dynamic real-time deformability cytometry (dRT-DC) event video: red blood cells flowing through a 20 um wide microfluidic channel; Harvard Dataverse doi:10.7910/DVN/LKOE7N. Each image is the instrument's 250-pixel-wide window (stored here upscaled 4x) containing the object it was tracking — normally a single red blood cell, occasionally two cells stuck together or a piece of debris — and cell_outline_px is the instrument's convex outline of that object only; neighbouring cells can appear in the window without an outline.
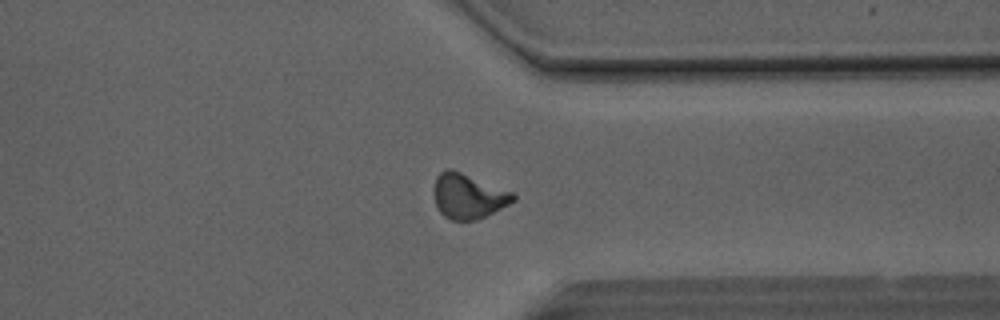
{"species": "Egyptian fruit bat (a non-hibernating species)", "species_latin": "Rousettus aegyptiacus", "temperature_condition": "room temperature", "stored_images_in_passage": 45, "camera_frame_rate_fps": 3000, "um_per_image_px": 0.085, "animal": {"sex": "male"}, "frame": {"image": 1, "passage_image": 34, "time_ms": 11.0, "image_size_px": [1000, 320], "cell_outline_px": [[516, 200], [476, 220], [452, 220], [444, 216], [440, 212], [436, 204], [432, 192], [432, 188], [436, 176], [444, 168], [452, 168], [512, 192], [516, 196]], "centroid_in_image_um": [39.74, 16.64], "position_along_channel_um": 371.7, "area_um2": 20.81}}
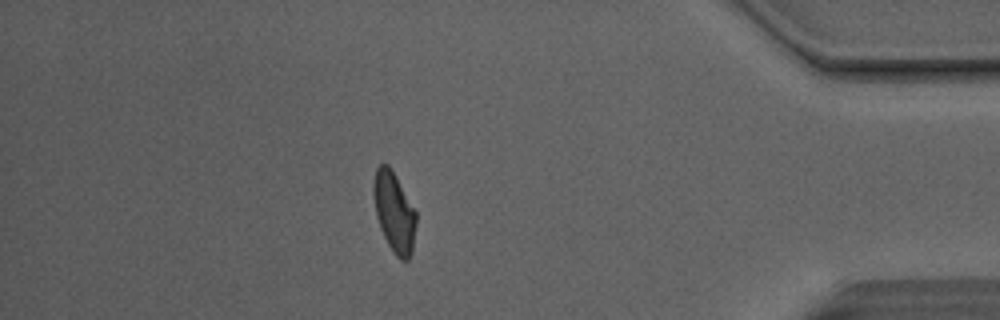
{"frame": {"image": 2, "passage_image": 39, "time_ms": 12.667, "image_size_px": [1000, 320], "cell_outline_px": [[416, 224], [412, 252], [408, 260], [400, 260], [396, 256], [388, 244], [380, 228], [376, 216], [372, 192], [372, 184], [376, 168], [380, 164], [388, 164], [392, 168], [416, 212]], "centroid_in_image_um": [33.49, 18.0], "position_along_channel_um": 401.7, "area_um2": 20.06}, "authors_computed_cell_mechanics": {"area_um2": 20.1144, "velocity_mm_per_s": 4.1469, "shape_relaxation_time_tau1_ms": 6.5743, "shape_relaxation_time_tau2_ms": 1.8771, "deformation_change_tau1": 0.1941, "deformation_change_tau2": 0.0789}}